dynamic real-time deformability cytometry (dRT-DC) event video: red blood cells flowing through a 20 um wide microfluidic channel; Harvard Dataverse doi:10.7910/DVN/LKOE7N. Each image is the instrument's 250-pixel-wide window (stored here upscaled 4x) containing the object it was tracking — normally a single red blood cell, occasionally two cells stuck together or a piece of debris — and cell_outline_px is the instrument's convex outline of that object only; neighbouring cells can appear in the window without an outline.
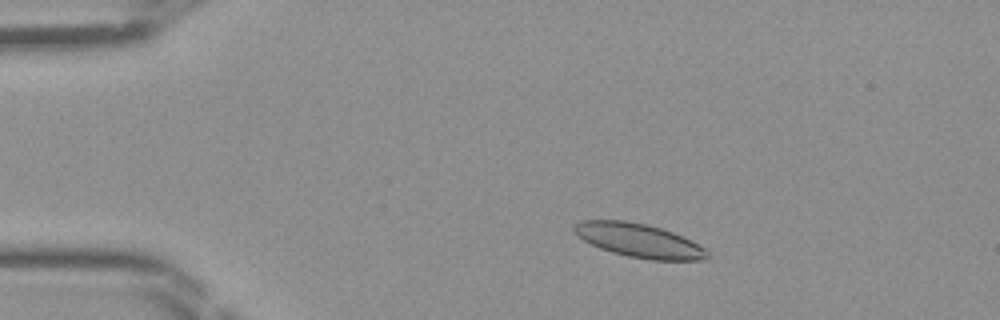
{"species": "Egyptian fruit bat (a non-hibernating species)", "species_latin": "Rousettus aegyptiacus", "temperature_condition": "room temperature", "stored_images_in_passage": 45, "camera_frame_rate_fps": 3000, "um_per_image_px": 0.085, "frame": {"image": 1, "passage_image": 7, "time_ms": 2.0, "image_size_px": [1000, 320], "cell_outline_px": [[712, 256], [708, 260], [648, 260], [628, 256], [612, 252], [600, 248], [576, 236], [572, 232], [572, 228], [576, 224], [584, 220], [624, 220], [648, 224], [672, 232], [704, 248]], "centroid_in_image_um": [54.3, 20.45], "position_along_channel_um": 30.7, "area_um2": 26.18}}
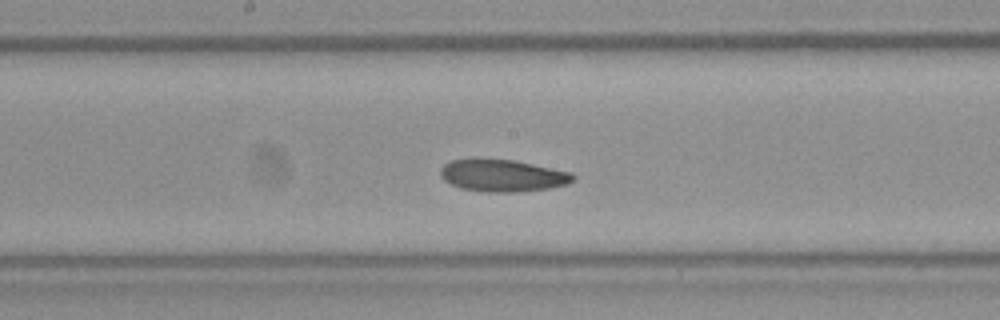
{"frame": {"image": 2, "passage_image": 23, "time_ms": 7.333, "image_size_px": [1000, 320], "cell_outline_px": [[576, 176], [568, 184], [552, 188], [516, 192], [488, 192], [460, 188], [444, 180], [440, 176], [440, 168], [448, 160], [472, 156], [476, 156], [516, 160], [572, 172]], "centroid_in_image_um": [42.67, 14.87], "position_along_channel_um": 205.5, "area_um2": 25.78}}
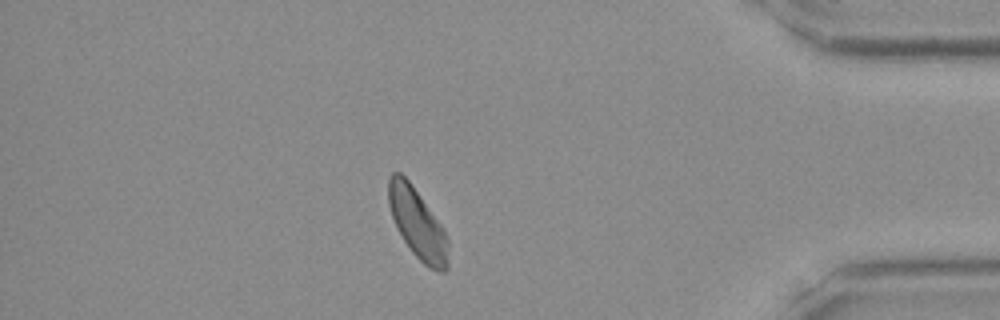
{"frame": {"image": 3, "passage_image": 39, "time_ms": 12.667, "image_size_px": [1000, 320], "cell_outline_px": [[448, 268], [444, 272], [436, 272], [428, 268], [412, 252], [396, 228], [388, 204], [388, 180], [392, 172], [400, 172], [408, 180], [444, 228], [448, 240]], "centroid_in_image_um": [35.49, 19.03], "position_along_channel_um": 399.7, "area_um2": 24.39}}